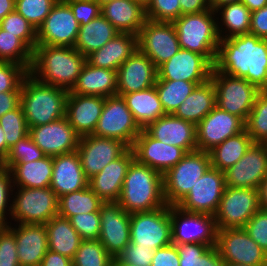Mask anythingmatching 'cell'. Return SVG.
Returning a JSON list of instances; mask_svg holds the SVG:
<instances>
[{"label":"cell","mask_w":267,"mask_h":266,"mask_svg":"<svg viewBox=\"0 0 267 266\" xmlns=\"http://www.w3.org/2000/svg\"><path fill=\"white\" fill-rule=\"evenodd\" d=\"M113 259L99 240H82L72 263L73 266H113Z\"/></svg>","instance_id":"f6af8a7d"},{"label":"cell","mask_w":267,"mask_h":266,"mask_svg":"<svg viewBox=\"0 0 267 266\" xmlns=\"http://www.w3.org/2000/svg\"><path fill=\"white\" fill-rule=\"evenodd\" d=\"M99 241L116 258L130 243V214L118 202H104L100 207Z\"/></svg>","instance_id":"d6986e66"},{"label":"cell","mask_w":267,"mask_h":266,"mask_svg":"<svg viewBox=\"0 0 267 266\" xmlns=\"http://www.w3.org/2000/svg\"><path fill=\"white\" fill-rule=\"evenodd\" d=\"M104 101L105 98L101 96L69 92L65 117L80 137L93 134L101 116Z\"/></svg>","instance_id":"83f0119b"},{"label":"cell","mask_w":267,"mask_h":266,"mask_svg":"<svg viewBox=\"0 0 267 266\" xmlns=\"http://www.w3.org/2000/svg\"><path fill=\"white\" fill-rule=\"evenodd\" d=\"M137 49L138 35L118 33L102 48L89 54L86 61L95 67L117 71Z\"/></svg>","instance_id":"f546056e"},{"label":"cell","mask_w":267,"mask_h":266,"mask_svg":"<svg viewBox=\"0 0 267 266\" xmlns=\"http://www.w3.org/2000/svg\"><path fill=\"white\" fill-rule=\"evenodd\" d=\"M225 187L224 172L210 167L177 206L187 212L214 216Z\"/></svg>","instance_id":"2e32d148"},{"label":"cell","mask_w":267,"mask_h":266,"mask_svg":"<svg viewBox=\"0 0 267 266\" xmlns=\"http://www.w3.org/2000/svg\"><path fill=\"white\" fill-rule=\"evenodd\" d=\"M181 15L200 13L211 9L209 0H180Z\"/></svg>","instance_id":"be15d7a7"},{"label":"cell","mask_w":267,"mask_h":266,"mask_svg":"<svg viewBox=\"0 0 267 266\" xmlns=\"http://www.w3.org/2000/svg\"><path fill=\"white\" fill-rule=\"evenodd\" d=\"M259 209L258 189L226 186L214 214L217 228H242Z\"/></svg>","instance_id":"7c38bea8"},{"label":"cell","mask_w":267,"mask_h":266,"mask_svg":"<svg viewBox=\"0 0 267 266\" xmlns=\"http://www.w3.org/2000/svg\"><path fill=\"white\" fill-rule=\"evenodd\" d=\"M153 257L152 249L140 247L131 242L117 256L122 263L132 266H151Z\"/></svg>","instance_id":"6f0895ef"},{"label":"cell","mask_w":267,"mask_h":266,"mask_svg":"<svg viewBox=\"0 0 267 266\" xmlns=\"http://www.w3.org/2000/svg\"><path fill=\"white\" fill-rule=\"evenodd\" d=\"M131 149L138 163L147 165L162 175L186 154L180 147L154 139L145 129L136 137Z\"/></svg>","instance_id":"7402d4cb"},{"label":"cell","mask_w":267,"mask_h":266,"mask_svg":"<svg viewBox=\"0 0 267 266\" xmlns=\"http://www.w3.org/2000/svg\"><path fill=\"white\" fill-rule=\"evenodd\" d=\"M29 135L46 156H58L77 151L80 136L66 117L29 128Z\"/></svg>","instance_id":"603a6c76"},{"label":"cell","mask_w":267,"mask_h":266,"mask_svg":"<svg viewBox=\"0 0 267 266\" xmlns=\"http://www.w3.org/2000/svg\"><path fill=\"white\" fill-rule=\"evenodd\" d=\"M79 22L65 0H58L37 30V45L74 47Z\"/></svg>","instance_id":"9a60e30c"},{"label":"cell","mask_w":267,"mask_h":266,"mask_svg":"<svg viewBox=\"0 0 267 266\" xmlns=\"http://www.w3.org/2000/svg\"><path fill=\"white\" fill-rule=\"evenodd\" d=\"M69 92L104 98L117 95V71L95 67L86 61L76 83Z\"/></svg>","instance_id":"1f68e13d"},{"label":"cell","mask_w":267,"mask_h":266,"mask_svg":"<svg viewBox=\"0 0 267 266\" xmlns=\"http://www.w3.org/2000/svg\"><path fill=\"white\" fill-rule=\"evenodd\" d=\"M216 106V90L211 79L197 85L174 112L176 117L197 125Z\"/></svg>","instance_id":"d6a6232c"},{"label":"cell","mask_w":267,"mask_h":266,"mask_svg":"<svg viewBox=\"0 0 267 266\" xmlns=\"http://www.w3.org/2000/svg\"><path fill=\"white\" fill-rule=\"evenodd\" d=\"M245 130L253 142L267 140V90L260 91L245 122Z\"/></svg>","instance_id":"ee69618b"},{"label":"cell","mask_w":267,"mask_h":266,"mask_svg":"<svg viewBox=\"0 0 267 266\" xmlns=\"http://www.w3.org/2000/svg\"><path fill=\"white\" fill-rule=\"evenodd\" d=\"M214 68L267 90V39L251 33L221 39Z\"/></svg>","instance_id":"6da1fadb"},{"label":"cell","mask_w":267,"mask_h":266,"mask_svg":"<svg viewBox=\"0 0 267 266\" xmlns=\"http://www.w3.org/2000/svg\"><path fill=\"white\" fill-rule=\"evenodd\" d=\"M210 167L209 152L195 150L186 153L174 167L163 174L167 205H177Z\"/></svg>","instance_id":"8992f818"},{"label":"cell","mask_w":267,"mask_h":266,"mask_svg":"<svg viewBox=\"0 0 267 266\" xmlns=\"http://www.w3.org/2000/svg\"><path fill=\"white\" fill-rule=\"evenodd\" d=\"M82 240H98L101 218L99 212L77 214L69 218Z\"/></svg>","instance_id":"816d5d0a"},{"label":"cell","mask_w":267,"mask_h":266,"mask_svg":"<svg viewBox=\"0 0 267 266\" xmlns=\"http://www.w3.org/2000/svg\"><path fill=\"white\" fill-rule=\"evenodd\" d=\"M57 1L15 0V10L38 30Z\"/></svg>","instance_id":"681fc988"},{"label":"cell","mask_w":267,"mask_h":266,"mask_svg":"<svg viewBox=\"0 0 267 266\" xmlns=\"http://www.w3.org/2000/svg\"><path fill=\"white\" fill-rule=\"evenodd\" d=\"M9 153V148L6 145L5 133L0 126V161L3 162Z\"/></svg>","instance_id":"89a4df30"},{"label":"cell","mask_w":267,"mask_h":266,"mask_svg":"<svg viewBox=\"0 0 267 266\" xmlns=\"http://www.w3.org/2000/svg\"><path fill=\"white\" fill-rule=\"evenodd\" d=\"M214 11L216 14L219 13L216 15V19L220 39L250 33L251 11L242 2L223 4L215 8Z\"/></svg>","instance_id":"8d00e7d4"},{"label":"cell","mask_w":267,"mask_h":266,"mask_svg":"<svg viewBox=\"0 0 267 266\" xmlns=\"http://www.w3.org/2000/svg\"><path fill=\"white\" fill-rule=\"evenodd\" d=\"M53 171V157L45 156L28 163H16L11 169L13 187H50Z\"/></svg>","instance_id":"e575fe53"},{"label":"cell","mask_w":267,"mask_h":266,"mask_svg":"<svg viewBox=\"0 0 267 266\" xmlns=\"http://www.w3.org/2000/svg\"><path fill=\"white\" fill-rule=\"evenodd\" d=\"M129 147L118 139L86 135L80 137L77 152L85 176L90 179Z\"/></svg>","instance_id":"44dd1931"},{"label":"cell","mask_w":267,"mask_h":266,"mask_svg":"<svg viewBox=\"0 0 267 266\" xmlns=\"http://www.w3.org/2000/svg\"><path fill=\"white\" fill-rule=\"evenodd\" d=\"M157 78L153 61L137 49L117 70V95L148 89L155 85Z\"/></svg>","instance_id":"cb8c5ba5"},{"label":"cell","mask_w":267,"mask_h":266,"mask_svg":"<svg viewBox=\"0 0 267 266\" xmlns=\"http://www.w3.org/2000/svg\"><path fill=\"white\" fill-rule=\"evenodd\" d=\"M120 33L102 14L80 25L74 48L87 57Z\"/></svg>","instance_id":"74e56055"},{"label":"cell","mask_w":267,"mask_h":266,"mask_svg":"<svg viewBox=\"0 0 267 266\" xmlns=\"http://www.w3.org/2000/svg\"><path fill=\"white\" fill-rule=\"evenodd\" d=\"M29 71L22 65L0 61V93L21 92V84Z\"/></svg>","instance_id":"f907efd6"},{"label":"cell","mask_w":267,"mask_h":266,"mask_svg":"<svg viewBox=\"0 0 267 266\" xmlns=\"http://www.w3.org/2000/svg\"><path fill=\"white\" fill-rule=\"evenodd\" d=\"M113 266H132L122 263L117 257L113 259Z\"/></svg>","instance_id":"753ad0ef"},{"label":"cell","mask_w":267,"mask_h":266,"mask_svg":"<svg viewBox=\"0 0 267 266\" xmlns=\"http://www.w3.org/2000/svg\"><path fill=\"white\" fill-rule=\"evenodd\" d=\"M180 266H225L217 247L199 243L174 244Z\"/></svg>","instance_id":"b9f144b4"},{"label":"cell","mask_w":267,"mask_h":266,"mask_svg":"<svg viewBox=\"0 0 267 266\" xmlns=\"http://www.w3.org/2000/svg\"><path fill=\"white\" fill-rule=\"evenodd\" d=\"M213 67L203 55L180 48L157 68V80H184L200 85L210 79Z\"/></svg>","instance_id":"ffe728a7"},{"label":"cell","mask_w":267,"mask_h":266,"mask_svg":"<svg viewBox=\"0 0 267 266\" xmlns=\"http://www.w3.org/2000/svg\"><path fill=\"white\" fill-rule=\"evenodd\" d=\"M68 95L69 91L43 84L28 74L21 84L20 93V105L28 127L45 125L65 117Z\"/></svg>","instance_id":"277c9868"},{"label":"cell","mask_w":267,"mask_h":266,"mask_svg":"<svg viewBox=\"0 0 267 266\" xmlns=\"http://www.w3.org/2000/svg\"><path fill=\"white\" fill-rule=\"evenodd\" d=\"M0 61L20 64L29 71L33 51L20 38L0 28Z\"/></svg>","instance_id":"7bdbcfd3"},{"label":"cell","mask_w":267,"mask_h":266,"mask_svg":"<svg viewBox=\"0 0 267 266\" xmlns=\"http://www.w3.org/2000/svg\"><path fill=\"white\" fill-rule=\"evenodd\" d=\"M89 179L82 169L77 151L53 157L50 188L59 197L88 187Z\"/></svg>","instance_id":"f1b7e54d"},{"label":"cell","mask_w":267,"mask_h":266,"mask_svg":"<svg viewBox=\"0 0 267 266\" xmlns=\"http://www.w3.org/2000/svg\"><path fill=\"white\" fill-rule=\"evenodd\" d=\"M251 12L267 5V0H240Z\"/></svg>","instance_id":"a7ac6f4b"},{"label":"cell","mask_w":267,"mask_h":266,"mask_svg":"<svg viewBox=\"0 0 267 266\" xmlns=\"http://www.w3.org/2000/svg\"><path fill=\"white\" fill-rule=\"evenodd\" d=\"M215 15L211 8L200 13L181 15L172 22L180 48L203 55L213 66L221 40Z\"/></svg>","instance_id":"5b68a950"},{"label":"cell","mask_w":267,"mask_h":266,"mask_svg":"<svg viewBox=\"0 0 267 266\" xmlns=\"http://www.w3.org/2000/svg\"><path fill=\"white\" fill-rule=\"evenodd\" d=\"M122 97L141 129H145L150 123L166 115L155 85L145 90L124 94Z\"/></svg>","instance_id":"836d02e7"},{"label":"cell","mask_w":267,"mask_h":266,"mask_svg":"<svg viewBox=\"0 0 267 266\" xmlns=\"http://www.w3.org/2000/svg\"><path fill=\"white\" fill-rule=\"evenodd\" d=\"M133 160V151L131 148H128L119 158L108 163L100 173L95 174L89 179V188L103 202H117L128 167Z\"/></svg>","instance_id":"d4e9b609"},{"label":"cell","mask_w":267,"mask_h":266,"mask_svg":"<svg viewBox=\"0 0 267 266\" xmlns=\"http://www.w3.org/2000/svg\"><path fill=\"white\" fill-rule=\"evenodd\" d=\"M101 14L120 32L139 34L146 19L145 9L134 0H112L101 5Z\"/></svg>","instance_id":"4dcf8cb0"},{"label":"cell","mask_w":267,"mask_h":266,"mask_svg":"<svg viewBox=\"0 0 267 266\" xmlns=\"http://www.w3.org/2000/svg\"><path fill=\"white\" fill-rule=\"evenodd\" d=\"M0 266H20L16 238L7 226H0Z\"/></svg>","instance_id":"11a10c76"},{"label":"cell","mask_w":267,"mask_h":266,"mask_svg":"<svg viewBox=\"0 0 267 266\" xmlns=\"http://www.w3.org/2000/svg\"><path fill=\"white\" fill-rule=\"evenodd\" d=\"M130 242L153 251L171 244L170 206L130 214Z\"/></svg>","instance_id":"30bf717a"},{"label":"cell","mask_w":267,"mask_h":266,"mask_svg":"<svg viewBox=\"0 0 267 266\" xmlns=\"http://www.w3.org/2000/svg\"><path fill=\"white\" fill-rule=\"evenodd\" d=\"M103 203L88 186L59 197L58 215L69 219L77 214L99 212Z\"/></svg>","instance_id":"ab89813d"},{"label":"cell","mask_w":267,"mask_h":266,"mask_svg":"<svg viewBox=\"0 0 267 266\" xmlns=\"http://www.w3.org/2000/svg\"><path fill=\"white\" fill-rule=\"evenodd\" d=\"M0 126L5 133L6 145L9 149L29 135V127L21 105L0 117Z\"/></svg>","instance_id":"bcb514c9"},{"label":"cell","mask_w":267,"mask_h":266,"mask_svg":"<svg viewBox=\"0 0 267 266\" xmlns=\"http://www.w3.org/2000/svg\"><path fill=\"white\" fill-rule=\"evenodd\" d=\"M45 227L48 250L73 260L82 239L71 225L70 220L58 215L46 223Z\"/></svg>","instance_id":"d590c367"},{"label":"cell","mask_w":267,"mask_h":266,"mask_svg":"<svg viewBox=\"0 0 267 266\" xmlns=\"http://www.w3.org/2000/svg\"><path fill=\"white\" fill-rule=\"evenodd\" d=\"M252 143V138L246 130L227 138L209 151L211 167L224 172L244 156Z\"/></svg>","instance_id":"f35d334b"},{"label":"cell","mask_w":267,"mask_h":266,"mask_svg":"<svg viewBox=\"0 0 267 266\" xmlns=\"http://www.w3.org/2000/svg\"><path fill=\"white\" fill-rule=\"evenodd\" d=\"M117 202L129 214L166 206L163 175L134 159L128 167Z\"/></svg>","instance_id":"3957f363"},{"label":"cell","mask_w":267,"mask_h":266,"mask_svg":"<svg viewBox=\"0 0 267 266\" xmlns=\"http://www.w3.org/2000/svg\"><path fill=\"white\" fill-rule=\"evenodd\" d=\"M138 49L158 68L180 49L174 24L147 19L138 34Z\"/></svg>","instance_id":"5bb4252c"},{"label":"cell","mask_w":267,"mask_h":266,"mask_svg":"<svg viewBox=\"0 0 267 266\" xmlns=\"http://www.w3.org/2000/svg\"><path fill=\"white\" fill-rule=\"evenodd\" d=\"M224 174L225 186L258 189L267 176V148L264 143L253 142L244 156Z\"/></svg>","instance_id":"ac0fdd59"},{"label":"cell","mask_w":267,"mask_h":266,"mask_svg":"<svg viewBox=\"0 0 267 266\" xmlns=\"http://www.w3.org/2000/svg\"><path fill=\"white\" fill-rule=\"evenodd\" d=\"M40 266H73L72 259L48 250Z\"/></svg>","instance_id":"e7e4bbea"},{"label":"cell","mask_w":267,"mask_h":266,"mask_svg":"<svg viewBox=\"0 0 267 266\" xmlns=\"http://www.w3.org/2000/svg\"><path fill=\"white\" fill-rule=\"evenodd\" d=\"M180 0H152L145 9L146 19L173 22L181 16Z\"/></svg>","instance_id":"f5cc1de1"},{"label":"cell","mask_w":267,"mask_h":266,"mask_svg":"<svg viewBox=\"0 0 267 266\" xmlns=\"http://www.w3.org/2000/svg\"><path fill=\"white\" fill-rule=\"evenodd\" d=\"M210 79L216 90V106L246 122L261 90L244 78L227 75L214 67Z\"/></svg>","instance_id":"ba28073f"},{"label":"cell","mask_w":267,"mask_h":266,"mask_svg":"<svg viewBox=\"0 0 267 266\" xmlns=\"http://www.w3.org/2000/svg\"><path fill=\"white\" fill-rule=\"evenodd\" d=\"M258 192L260 208L267 211V176L261 181Z\"/></svg>","instance_id":"03108f58"},{"label":"cell","mask_w":267,"mask_h":266,"mask_svg":"<svg viewBox=\"0 0 267 266\" xmlns=\"http://www.w3.org/2000/svg\"><path fill=\"white\" fill-rule=\"evenodd\" d=\"M265 147L267 148V140L264 142Z\"/></svg>","instance_id":"2a66077c"},{"label":"cell","mask_w":267,"mask_h":266,"mask_svg":"<svg viewBox=\"0 0 267 266\" xmlns=\"http://www.w3.org/2000/svg\"><path fill=\"white\" fill-rule=\"evenodd\" d=\"M225 266H247V265L225 263Z\"/></svg>","instance_id":"11e5206c"},{"label":"cell","mask_w":267,"mask_h":266,"mask_svg":"<svg viewBox=\"0 0 267 266\" xmlns=\"http://www.w3.org/2000/svg\"><path fill=\"white\" fill-rule=\"evenodd\" d=\"M9 224L14 233L20 266H40L48 251V237L45 224Z\"/></svg>","instance_id":"484cf974"},{"label":"cell","mask_w":267,"mask_h":266,"mask_svg":"<svg viewBox=\"0 0 267 266\" xmlns=\"http://www.w3.org/2000/svg\"><path fill=\"white\" fill-rule=\"evenodd\" d=\"M21 92H1L0 93V117L6 112L16 109L20 105Z\"/></svg>","instance_id":"6125c7cd"},{"label":"cell","mask_w":267,"mask_h":266,"mask_svg":"<svg viewBox=\"0 0 267 266\" xmlns=\"http://www.w3.org/2000/svg\"><path fill=\"white\" fill-rule=\"evenodd\" d=\"M216 247L225 263L267 266V253L243 227L218 229Z\"/></svg>","instance_id":"4fadbf2b"},{"label":"cell","mask_w":267,"mask_h":266,"mask_svg":"<svg viewBox=\"0 0 267 266\" xmlns=\"http://www.w3.org/2000/svg\"><path fill=\"white\" fill-rule=\"evenodd\" d=\"M13 11H15V0H0V21Z\"/></svg>","instance_id":"003e7915"},{"label":"cell","mask_w":267,"mask_h":266,"mask_svg":"<svg viewBox=\"0 0 267 266\" xmlns=\"http://www.w3.org/2000/svg\"><path fill=\"white\" fill-rule=\"evenodd\" d=\"M45 156L31 136L27 135L9 149L7 157L2 162V167L10 170L16 163H28L40 160Z\"/></svg>","instance_id":"c3c4849f"},{"label":"cell","mask_w":267,"mask_h":266,"mask_svg":"<svg viewBox=\"0 0 267 266\" xmlns=\"http://www.w3.org/2000/svg\"><path fill=\"white\" fill-rule=\"evenodd\" d=\"M245 130V122L215 106L197 125V150L209 152L227 138Z\"/></svg>","instance_id":"e0dca14e"},{"label":"cell","mask_w":267,"mask_h":266,"mask_svg":"<svg viewBox=\"0 0 267 266\" xmlns=\"http://www.w3.org/2000/svg\"><path fill=\"white\" fill-rule=\"evenodd\" d=\"M0 28L20 38L32 51L37 45V30L16 10L0 21Z\"/></svg>","instance_id":"7dc6e473"},{"label":"cell","mask_w":267,"mask_h":266,"mask_svg":"<svg viewBox=\"0 0 267 266\" xmlns=\"http://www.w3.org/2000/svg\"><path fill=\"white\" fill-rule=\"evenodd\" d=\"M196 86L184 80H157L155 88L165 114H174Z\"/></svg>","instance_id":"60d3db41"},{"label":"cell","mask_w":267,"mask_h":266,"mask_svg":"<svg viewBox=\"0 0 267 266\" xmlns=\"http://www.w3.org/2000/svg\"><path fill=\"white\" fill-rule=\"evenodd\" d=\"M173 244L199 243L216 246L218 228L214 216L182 210L170 205Z\"/></svg>","instance_id":"8fae6325"},{"label":"cell","mask_w":267,"mask_h":266,"mask_svg":"<svg viewBox=\"0 0 267 266\" xmlns=\"http://www.w3.org/2000/svg\"><path fill=\"white\" fill-rule=\"evenodd\" d=\"M13 189L17 192L12 194L11 221L18 224H46L58 216L59 198L50 187Z\"/></svg>","instance_id":"52a82bcc"},{"label":"cell","mask_w":267,"mask_h":266,"mask_svg":"<svg viewBox=\"0 0 267 266\" xmlns=\"http://www.w3.org/2000/svg\"><path fill=\"white\" fill-rule=\"evenodd\" d=\"M233 2H240V0H209L210 6L213 10L223 4L233 3Z\"/></svg>","instance_id":"2644e50d"},{"label":"cell","mask_w":267,"mask_h":266,"mask_svg":"<svg viewBox=\"0 0 267 266\" xmlns=\"http://www.w3.org/2000/svg\"><path fill=\"white\" fill-rule=\"evenodd\" d=\"M86 57L74 47L36 45L29 74L37 81L70 91Z\"/></svg>","instance_id":"7a4b0ae2"},{"label":"cell","mask_w":267,"mask_h":266,"mask_svg":"<svg viewBox=\"0 0 267 266\" xmlns=\"http://www.w3.org/2000/svg\"><path fill=\"white\" fill-rule=\"evenodd\" d=\"M243 228L267 253V211L260 208Z\"/></svg>","instance_id":"9f6ffc18"},{"label":"cell","mask_w":267,"mask_h":266,"mask_svg":"<svg viewBox=\"0 0 267 266\" xmlns=\"http://www.w3.org/2000/svg\"><path fill=\"white\" fill-rule=\"evenodd\" d=\"M141 130L125 99L120 95H113L105 98L101 116L92 135L118 139L131 148Z\"/></svg>","instance_id":"9c48e42d"},{"label":"cell","mask_w":267,"mask_h":266,"mask_svg":"<svg viewBox=\"0 0 267 266\" xmlns=\"http://www.w3.org/2000/svg\"><path fill=\"white\" fill-rule=\"evenodd\" d=\"M151 266H180L176 246L171 243L155 250Z\"/></svg>","instance_id":"91938a15"},{"label":"cell","mask_w":267,"mask_h":266,"mask_svg":"<svg viewBox=\"0 0 267 266\" xmlns=\"http://www.w3.org/2000/svg\"><path fill=\"white\" fill-rule=\"evenodd\" d=\"M79 25H86L101 14V5L95 0H65Z\"/></svg>","instance_id":"680465c9"},{"label":"cell","mask_w":267,"mask_h":266,"mask_svg":"<svg viewBox=\"0 0 267 266\" xmlns=\"http://www.w3.org/2000/svg\"><path fill=\"white\" fill-rule=\"evenodd\" d=\"M3 167H2V162L0 161V170L2 169Z\"/></svg>","instance_id":"b9fcfbb0"},{"label":"cell","mask_w":267,"mask_h":266,"mask_svg":"<svg viewBox=\"0 0 267 266\" xmlns=\"http://www.w3.org/2000/svg\"><path fill=\"white\" fill-rule=\"evenodd\" d=\"M134 1L140 4L144 9H146L152 0H134Z\"/></svg>","instance_id":"8c879c8a"},{"label":"cell","mask_w":267,"mask_h":266,"mask_svg":"<svg viewBox=\"0 0 267 266\" xmlns=\"http://www.w3.org/2000/svg\"><path fill=\"white\" fill-rule=\"evenodd\" d=\"M145 130L154 138L165 144L182 148L186 153L197 150L196 125L166 114L150 123Z\"/></svg>","instance_id":"4316f807"},{"label":"cell","mask_w":267,"mask_h":266,"mask_svg":"<svg viewBox=\"0 0 267 266\" xmlns=\"http://www.w3.org/2000/svg\"><path fill=\"white\" fill-rule=\"evenodd\" d=\"M250 33L267 39V5L251 12Z\"/></svg>","instance_id":"94428289"},{"label":"cell","mask_w":267,"mask_h":266,"mask_svg":"<svg viewBox=\"0 0 267 266\" xmlns=\"http://www.w3.org/2000/svg\"><path fill=\"white\" fill-rule=\"evenodd\" d=\"M97 1L100 5H103L106 2L112 1V0H95Z\"/></svg>","instance_id":"34e18365"},{"label":"cell","mask_w":267,"mask_h":266,"mask_svg":"<svg viewBox=\"0 0 267 266\" xmlns=\"http://www.w3.org/2000/svg\"><path fill=\"white\" fill-rule=\"evenodd\" d=\"M13 192L15 193L16 191L13 189L10 170L2 168L0 170V226H7L9 224L8 218L6 217L8 215H10L9 219L11 217L12 202L10 201H12L11 197Z\"/></svg>","instance_id":"db71d44e"}]
</instances>
